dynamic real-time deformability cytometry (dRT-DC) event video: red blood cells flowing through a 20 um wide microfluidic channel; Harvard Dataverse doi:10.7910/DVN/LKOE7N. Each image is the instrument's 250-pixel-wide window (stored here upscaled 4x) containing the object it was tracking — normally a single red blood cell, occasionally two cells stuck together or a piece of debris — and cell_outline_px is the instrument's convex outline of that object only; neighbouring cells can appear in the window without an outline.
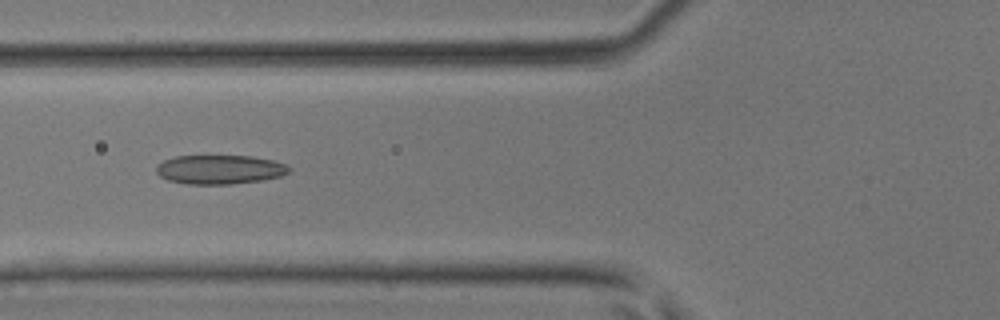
{"species": "common noctule bat (a hibernating species)", "species_latin": "Nyctalus noctula", "temperature_condition": "room temperature", "stored_images_in_passage": 41, "camera_frame_rate_fps": 3000, "um_per_image_px": 0.085, "animal": {"sex": "male", "body_mass_g": 17.9, "forearm_length_mm": 54.2}, "frame": {"image": 1, "passage_image": 16, "time_ms": 5.0, "image_size_px": [1000, 320], "cell_outline_px": [[292, 168], [288, 172], [280, 176], [260, 180], [232, 184], [188, 184], [168, 180], [160, 176], [156, 172], [156, 168], [164, 160], [176, 156], [252, 156], [272, 160], [284, 164]], "centroid_in_image_um": [18.67, 14.41], "position_along_channel_um": 107.1, "area_um2": 22.31}}
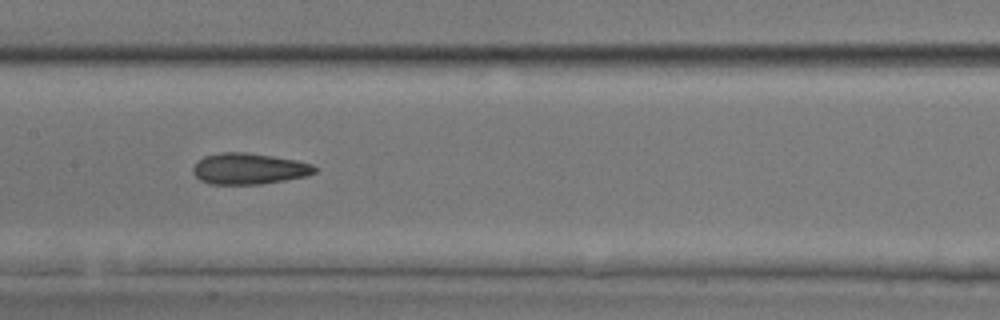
{"frame": {"image": 2, "passage_image": 21, "time_ms": 6.667, "image_size_px": [1000, 320], "cell_outline_px": [[316, 172], [308, 176], [260, 184], [212, 184], [200, 180], [192, 172], [192, 168], [196, 160], [204, 156], [220, 152], [244, 152], [272, 156], [296, 160], [312, 164], [316, 168]], "centroid_in_image_um": [21.13, 14.33], "position_along_channel_um": 186.3, "area_um2": 22.14}}
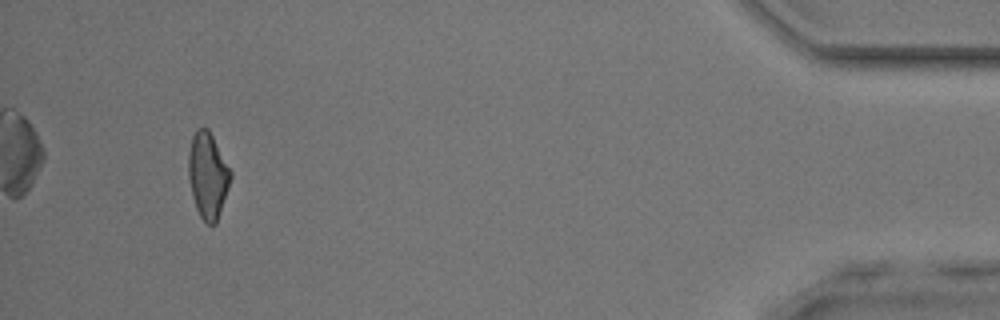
{"frame": {"image": 3, "passage_image": 40, "time_ms": 13.0, "image_size_px": [1000, 320], "cell_outline_px": [[232, 176], [216, 224], [208, 224], [200, 216], [196, 208], [192, 196], [188, 176], [188, 152], [192, 136], [196, 128], [208, 128], [232, 172]], "centroid_in_image_um": [17.65, 14.89], "position_along_channel_um": 417.6, "area_um2": 21.04}}